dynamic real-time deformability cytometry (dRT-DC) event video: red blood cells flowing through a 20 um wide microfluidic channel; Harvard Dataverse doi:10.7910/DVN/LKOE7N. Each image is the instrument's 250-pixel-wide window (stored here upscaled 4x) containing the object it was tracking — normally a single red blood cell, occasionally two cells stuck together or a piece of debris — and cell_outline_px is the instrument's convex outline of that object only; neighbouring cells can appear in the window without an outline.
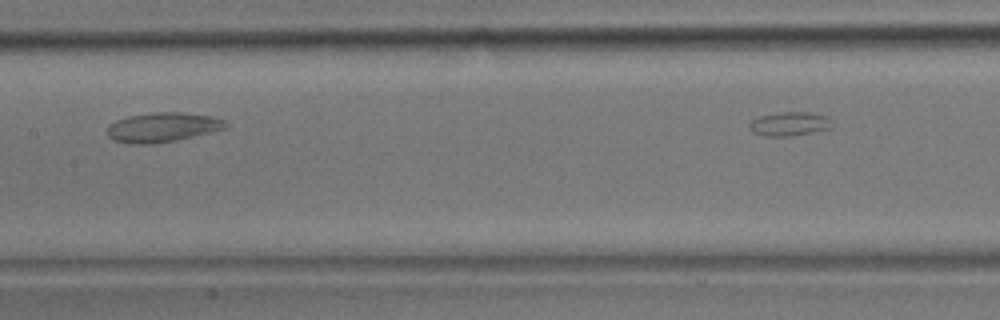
{"species": "common noctule bat (a hibernating species)", "species_latin": "Nyctalus noctula", "temperature_condition": "room temperature", "stored_images_in_passage": 15, "segment_of_instrument_passage": [2, 2], "camera_frame_rate_fps": 3000, "um_per_image_px": 0.085, "animal": {"sex": "male", "body_mass_g": 17.9}, "frame": {"image": 1, "passage_image": 15, "time_ms": 4.667, "image_size_px": [1000, 320], "cell_outline_px": [[832, 128], [792, 136], [760, 136], [752, 132], [748, 124], [752, 120], [760, 116], [780, 112], [808, 112], [828, 116], [832, 120]], "centroid_in_image_um": [67.11, 10.53], "position_along_channel_um": 140.3, "area_um2": 11.68}}